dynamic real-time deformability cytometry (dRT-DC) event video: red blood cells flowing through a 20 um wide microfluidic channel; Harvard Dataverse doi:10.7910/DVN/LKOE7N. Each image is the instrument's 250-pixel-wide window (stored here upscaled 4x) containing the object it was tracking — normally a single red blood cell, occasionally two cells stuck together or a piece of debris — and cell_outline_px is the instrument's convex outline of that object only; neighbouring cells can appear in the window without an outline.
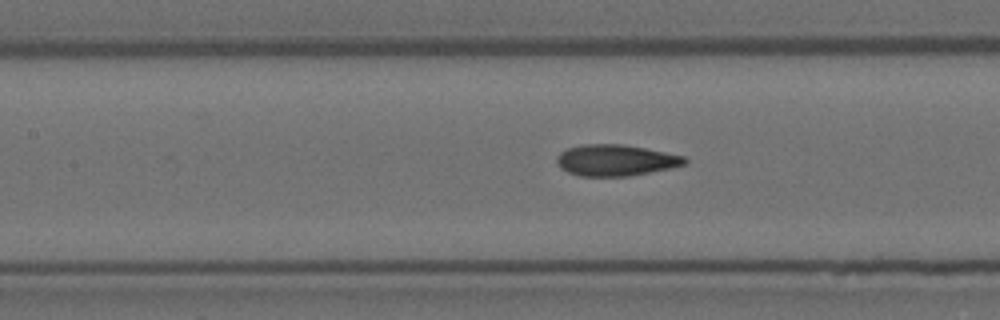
{"species": "Egyptian fruit bat (a non-hibernating species)", "species_latin": "Rousettus aegyptiacus", "temperature_condition": "room temperature", "stored_images_in_passage": 13, "camera_frame_rate_fps": 3000, "um_per_image_px": 0.085, "animal": {"sex": "female"}, "frame": {"image": 1, "passage_image": 10, "time_ms": 3.0, "image_size_px": [1000, 320], "cell_outline_px": [[688, 164], [672, 168], [628, 176], [580, 176], [568, 172], [560, 168], [556, 160], [556, 156], [560, 152], [568, 148], [584, 144], [620, 144], [644, 148], [684, 156], [688, 160]], "centroid_in_image_um": [52.33, 13.62], "position_along_channel_um": 155.1, "area_um2": 23.29}}